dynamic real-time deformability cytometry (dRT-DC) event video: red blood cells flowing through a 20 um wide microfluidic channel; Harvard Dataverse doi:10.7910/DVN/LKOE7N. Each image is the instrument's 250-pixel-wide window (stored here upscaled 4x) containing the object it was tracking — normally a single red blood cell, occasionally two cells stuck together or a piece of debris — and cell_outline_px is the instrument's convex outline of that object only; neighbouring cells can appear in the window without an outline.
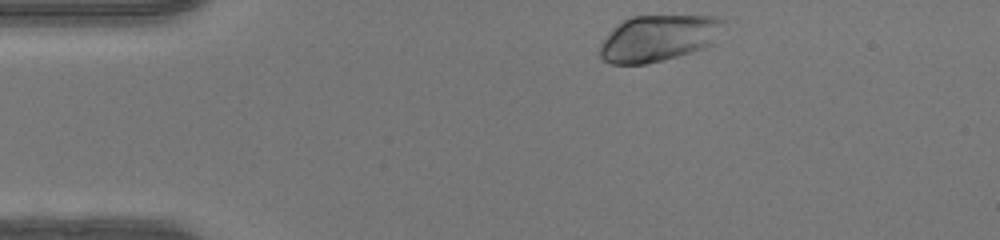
{"species": "human", "species_latin": "Homo sapiens", "temperature_condition": "warm", "stored_images_in_passage": 35, "camera_frame_rate_fps": 3000, "um_per_image_px": 0.085, "donor": {"sex": "female"}, "frame": {"image": 1, "passage_image": 1, "time_ms": 0.0, "image_size_px": [1000, 240], "cell_outline_px": [[724, 20], [712, 44], [704, 48], [692, 52], [664, 60], [644, 64], [612, 64], [604, 60], [600, 56], [600, 44], [612, 28], [624, 20], [632, 16], [716, 16]], "centroid_in_image_um": [55.93, 3.25], "position_along_channel_um": 29.1, "area_um2": 33.12}}
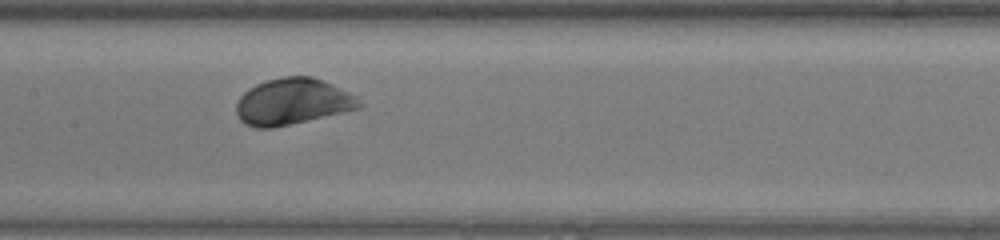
{"frame": {"image": 2, "passage_image": 16, "time_ms": 5.0, "image_size_px": [1000, 240], "cell_outline_px": [[364, 104], [360, 108], [272, 128], [256, 128], [244, 124], [236, 116], [236, 104], [240, 96], [248, 88], [256, 84], [280, 76], [312, 76], [348, 92], [356, 96]], "centroid_in_image_um": [24.83, 8.64], "position_along_channel_um": 182.6, "area_um2": 33.06}}
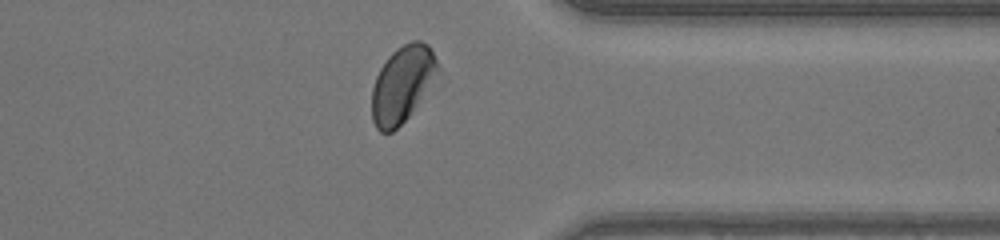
{"frame": {"image": 3, "passage_image": 30, "time_ms": 9.667, "image_size_px": [1000, 240], "cell_outline_px": [[440, 68], [408, 116], [392, 132], [380, 132], [376, 128], [372, 120], [372, 88], [376, 76], [380, 68], [388, 56], [396, 48], [412, 40], [420, 40], [428, 44]], "centroid_in_image_um": [34.15, 7.12], "position_along_channel_um": 377.3, "area_um2": 28.67}, "authors_computed_cell_mechanics": {"area_um2": 32.368, "velocity_mm_per_s": 4.289, "shape_relaxation_time_tau1_ms": 1.3817, "shape_relaxation_time_tau2_ms": null, "deformation_change_tau1": 0.0912, "deformation_change_tau2": null}}